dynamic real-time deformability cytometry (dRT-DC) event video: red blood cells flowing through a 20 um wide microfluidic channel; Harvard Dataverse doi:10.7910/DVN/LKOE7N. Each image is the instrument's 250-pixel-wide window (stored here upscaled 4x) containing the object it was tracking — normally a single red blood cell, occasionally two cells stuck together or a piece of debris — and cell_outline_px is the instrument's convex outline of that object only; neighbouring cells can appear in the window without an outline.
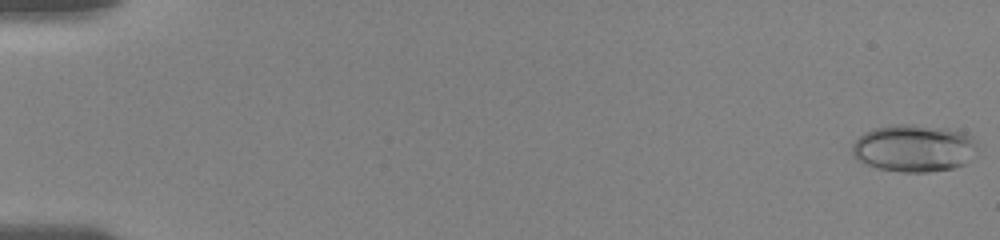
{"species": "human", "species_latin": "Homo sapiens", "temperature_condition": "room temperature", "stored_images_in_passage": 8, "camera_frame_rate_fps": 3000, "um_per_image_px": 0.085, "donor": {"sex": "female"}, "frame": {"image": 1, "passage_image": 1, "time_ms": 0.0, "image_size_px": [1000, 240], "cell_outline_px": [[976, 156], [964, 164], [952, 168], [928, 172], [904, 172], [880, 168], [856, 160], [852, 156], [852, 144], [864, 132], [876, 128], [896, 124], [912, 124], [948, 128], [968, 132], [976, 140]], "centroid_in_image_um": [77.73, 12.58], "position_along_channel_um": 7.3, "area_um2": 34.85}}
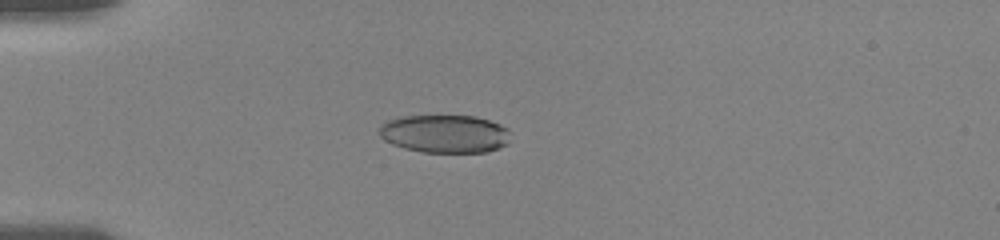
{"frame": {"image": 2, "passage_image": 6, "time_ms": 5.0, "image_size_px": [1000, 240], "cell_outline_px": [[508, 144], [488, 152], [424, 152], [404, 148], [392, 144], [384, 140], [380, 136], [380, 128], [388, 120], [404, 116], [476, 116], [500, 124], [508, 128]], "centroid_in_image_um": [37.83, 11.38], "position_along_channel_um": 47.2, "area_um2": 28.96}}
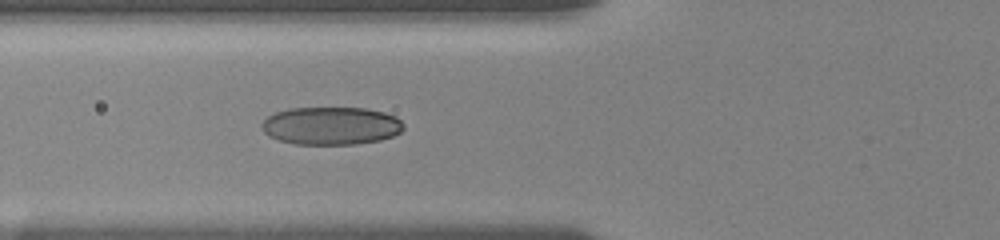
{"frame": {"image": 3, "passage_image": 8, "time_ms": 7.0, "image_size_px": [1000, 240], "cell_outline_px": [[404, 128], [400, 132], [392, 136], [380, 140], [356, 144], [296, 144], [280, 140], [268, 136], [264, 132], [260, 124], [268, 116], [276, 112], [288, 108], [364, 108], [384, 112], [396, 116], [404, 124]], "centroid_in_image_um": [28.14, 10.69], "position_along_channel_um": 97.7, "area_um2": 31.39}}